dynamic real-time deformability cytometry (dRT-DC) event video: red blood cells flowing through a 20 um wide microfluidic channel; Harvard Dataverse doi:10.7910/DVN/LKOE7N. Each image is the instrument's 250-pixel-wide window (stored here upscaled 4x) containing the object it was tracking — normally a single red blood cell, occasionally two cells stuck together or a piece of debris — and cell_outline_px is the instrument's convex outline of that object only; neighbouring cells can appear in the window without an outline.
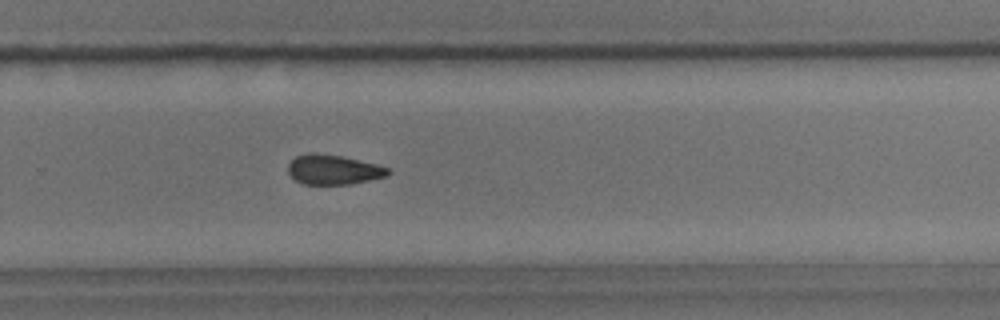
{"species": "common noctule bat (a hibernating species)", "species_latin": "Nyctalus noctula", "temperature_condition": "room temperature", "stored_images_in_passage": 29, "camera_frame_rate_fps": 3000, "um_per_image_px": 0.085, "animal": {"sex": "male", "body_mass_g": 15.6}, "frame": {"image": 1, "passage_image": 17, "time_ms": 5.333, "image_size_px": [1000, 320], "cell_outline_px": [[392, 172], [388, 176], [348, 184], [304, 184], [296, 180], [288, 172], [288, 164], [296, 156], [308, 152], [316, 152], [340, 156], [376, 164], [388, 168]], "centroid_in_image_um": [28.33, 14.41], "position_along_channel_um": 301.5, "area_um2": 17.22}}